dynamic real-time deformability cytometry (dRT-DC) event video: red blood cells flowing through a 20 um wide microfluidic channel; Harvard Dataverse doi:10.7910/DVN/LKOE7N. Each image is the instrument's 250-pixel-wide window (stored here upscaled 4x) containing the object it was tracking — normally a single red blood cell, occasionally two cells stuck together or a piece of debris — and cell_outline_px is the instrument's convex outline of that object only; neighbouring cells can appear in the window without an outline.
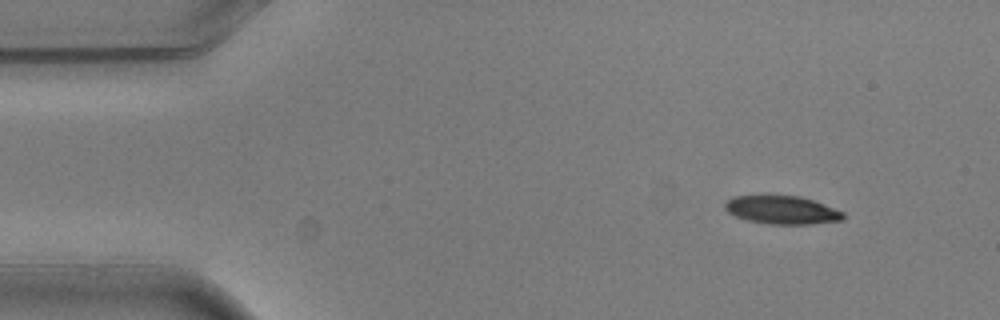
{"species": "common noctule bat (a hibernating species)", "species_latin": "Nyctalus noctula", "temperature_condition": "warm", "stored_images_in_passage": 4, "camera_frame_rate_fps": 3000, "um_per_image_px": 0.085, "animal": {"sex": "male", "body_mass_g": 20.5, "forearm_length_mm": 52.5}, "frame": {"image": 1, "passage_image": 1, "time_ms": 0.0, "image_size_px": [1000, 320], "cell_outline_px": [[844, 220], [812, 224], [768, 224], [748, 220], [736, 216], [728, 212], [724, 208], [724, 204], [732, 196], [760, 192], [768, 192], [800, 196], [824, 204], [844, 212]], "centroid_in_image_um": [66.41, 17.78], "position_along_channel_um": 18.6, "area_um2": 20.46}}
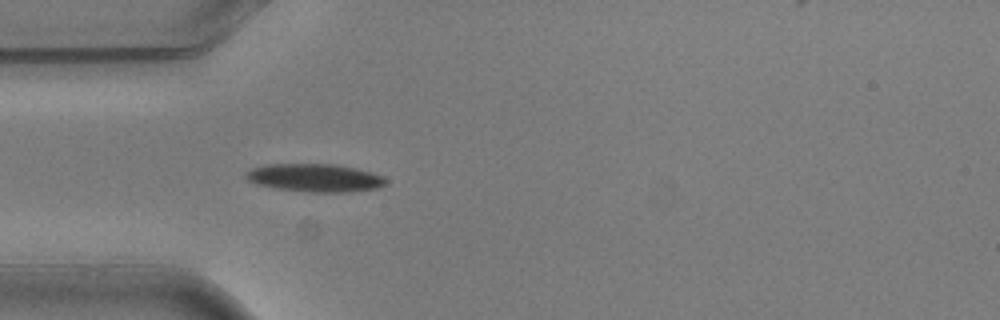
{"frame": {"image": 2, "passage_image": 4, "time_ms": 1.0, "image_size_px": [1000, 320], "cell_outline_px": [[388, 184], [376, 188], [348, 192], [312, 192], [276, 188], [256, 184], [248, 180], [244, 176], [244, 172], [252, 168], [264, 164], [336, 164], [356, 168], [372, 172], [384, 176], [388, 180]], "centroid_in_image_um": [26.78, 15.1], "position_along_channel_um": 58.2, "area_um2": 23.06}}